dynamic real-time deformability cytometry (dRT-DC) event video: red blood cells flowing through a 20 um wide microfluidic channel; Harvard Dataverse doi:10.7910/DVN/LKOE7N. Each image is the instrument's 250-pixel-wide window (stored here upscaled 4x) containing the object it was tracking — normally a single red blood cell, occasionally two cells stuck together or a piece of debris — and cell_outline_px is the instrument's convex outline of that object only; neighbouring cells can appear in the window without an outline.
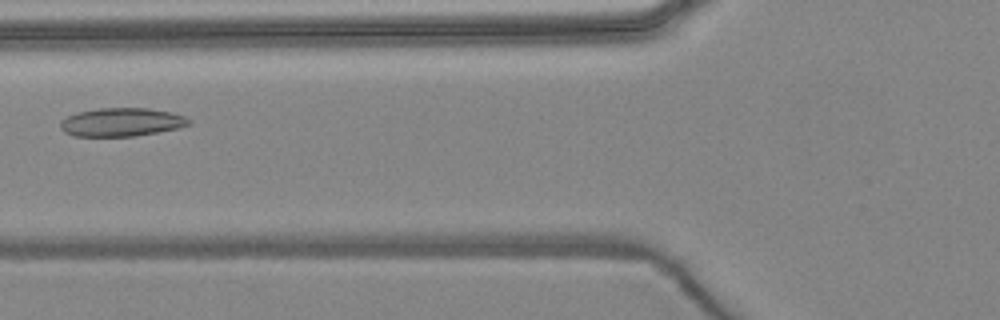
{"species": "common noctule bat (a hibernating species)", "species_latin": "Nyctalus noctula", "temperature_condition": "warm", "stored_images_in_passage": 5, "camera_frame_rate_fps": 3000, "um_per_image_px": 0.085, "animal": {"sex": "female", "body_mass_g": 24.6, "forearm_length_mm": 56.2}, "frame": {"image": 1, "passage_image": 5, "time_ms": 4.667, "image_size_px": [1000, 320], "cell_outline_px": [[192, 124], [176, 128], [136, 136], [72, 136], [64, 132], [60, 128], [60, 120], [76, 112], [100, 108], [148, 108], [172, 112], [184, 116], [192, 120]], "centroid_in_image_um": [10.32, 10.38], "position_along_channel_um": 115.5, "area_um2": 21.39}}